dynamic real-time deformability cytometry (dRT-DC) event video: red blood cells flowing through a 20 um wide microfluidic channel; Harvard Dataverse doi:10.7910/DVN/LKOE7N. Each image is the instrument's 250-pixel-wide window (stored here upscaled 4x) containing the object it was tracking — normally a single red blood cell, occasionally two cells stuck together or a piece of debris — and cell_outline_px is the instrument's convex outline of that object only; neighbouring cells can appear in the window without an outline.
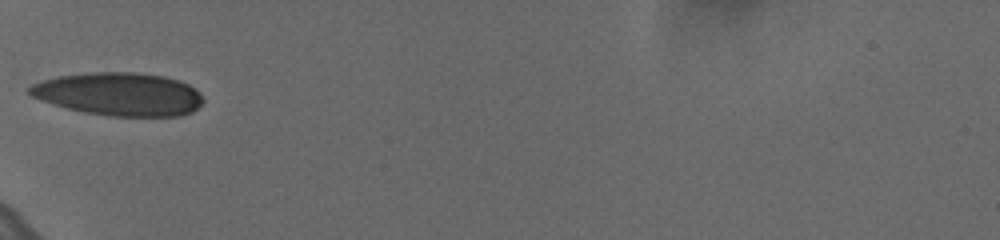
{"species": "human", "species_latin": "Homo sapiens", "temperature_condition": "cold", "stored_images_in_passage": 8, "camera_frame_rate_fps": 3000, "um_per_image_px": 0.085, "donor": {"sex": "female"}, "frame": {"image": 1, "passage_image": 1, "time_ms": 0.0, "image_size_px": [1000, 240], "cell_outline_px": [[204, 100], [192, 112], [180, 116], [108, 116], [84, 112], [68, 108], [40, 100], [32, 96], [28, 92], [28, 88], [32, 84], [44, 80], [60, 76], [92, 72], [136, 72], [164, 76], [180, 80], [196, 88], [200, 92]], "centroid_in_image_um": [10.16, 8.0], "position_along_channel_um": 74.8, "area_um2": 43.64}}
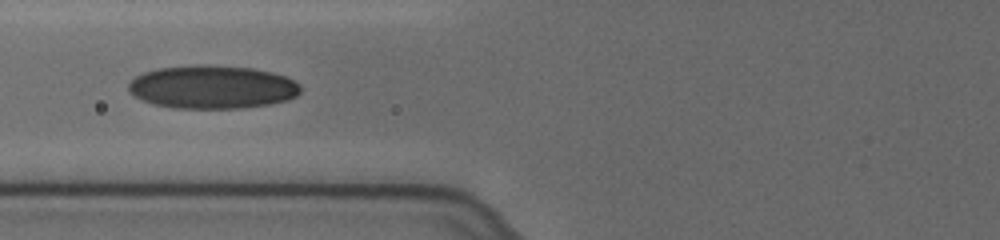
{"frame": {"image": 2, "passage_image": 4, "time_ms": 1.0, "image_size_px": [1000, 240], "cell_outline_px": [[300, 92], [296, 96], [288, 100], [272, 104], [240, 108], [172, 108], [152, 104], [128, 92], [128, 84], [136, 76], [144, 72], [156, 68], [188, 64], [212, 64], [252, 68], [272, 72], [284, 76], [300, 84]], "centroid_in_image_um": [18.03, 7.38], "position_along_channel_um": 107.8, "area_um2": 43.87}}